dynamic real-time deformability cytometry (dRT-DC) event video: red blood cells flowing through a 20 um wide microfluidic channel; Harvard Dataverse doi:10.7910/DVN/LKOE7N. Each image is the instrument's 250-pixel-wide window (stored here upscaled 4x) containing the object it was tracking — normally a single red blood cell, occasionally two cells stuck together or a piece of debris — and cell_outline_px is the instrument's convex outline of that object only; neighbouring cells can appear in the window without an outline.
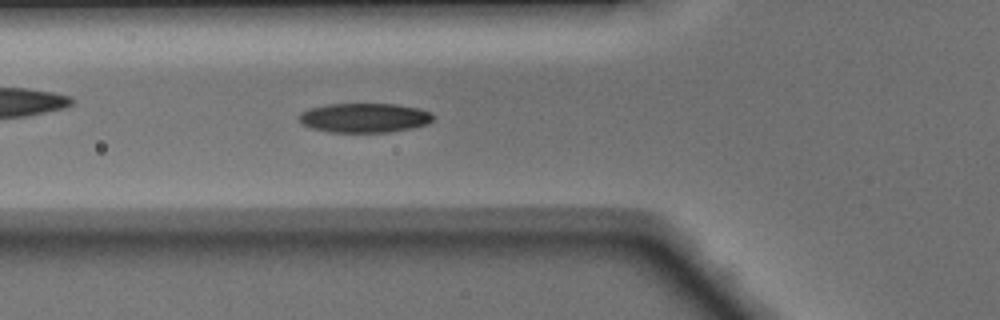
{"species": "Egyptian fruit bat (a non-hibernating species)", "species_latin": "Rousettus aegyptiacus", "temperature_condition": "warm", "stored_images_in_passage": 47, "camera_frame_rate_fps": 3000, "um_per_image_px": 0.085, "animal": {"sex": "male"}, "frame": {"image": 1, "passage_image": 17, "time_ms": 5.333, "image_size_px": [1000, 320], "cell_outline_px": [[436, 116], [428, 124], [412, 128], [388, 132], [332, 132], [312, 128], [304, 124], [300, 120], [300, 112], [308, 108], [328, 104], [396, 104], [420, 108], [432, 112]], "centroid_in_image_um": [31.03, 10.0], "position_along_channel_um": 94.8, "area_um2": 23.06}}
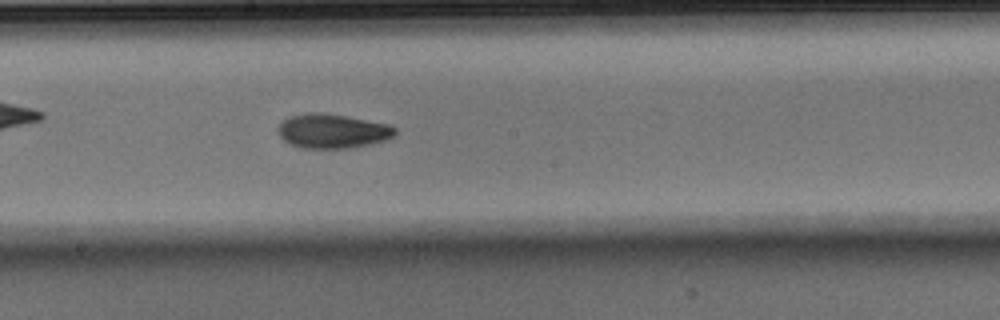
{"frame": {"image": 2, "passage_image": 26, "time_ms": 8.333, "image_size_px": [1000, 320], "cell_outline_px": [[396, 136], [388, 140], [368, 144], [344, 148], [300, 148], [284, 140], [280, 136], [276, 128], [288, 116], [312, 112], [320, 112], [344, 116], [388, 124], [396, 128]], "centroid_in_image_um": [28.26, 11.14], "position_along_channel_um": 219.9, "area_um2": 23.29}}
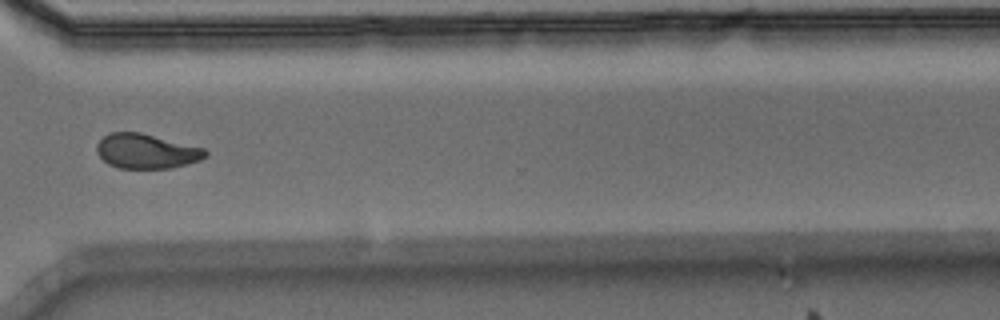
{"frame": {"image": 3, "passage_image": 36, "time_ms": 11.667, "image_size_px": [1000, 320], "cell_outline_px": [[208, 156], [200, 160], [168, 168], [120, 168], [108, 164], [96, 152], [96, 144], [108, 132], [140, 132], [204, 148], [208, 152]], "centroid_in_image_um": [12.42, 12.84], "position_along_channel_um": 358.2, "area_um2": 21.85}}